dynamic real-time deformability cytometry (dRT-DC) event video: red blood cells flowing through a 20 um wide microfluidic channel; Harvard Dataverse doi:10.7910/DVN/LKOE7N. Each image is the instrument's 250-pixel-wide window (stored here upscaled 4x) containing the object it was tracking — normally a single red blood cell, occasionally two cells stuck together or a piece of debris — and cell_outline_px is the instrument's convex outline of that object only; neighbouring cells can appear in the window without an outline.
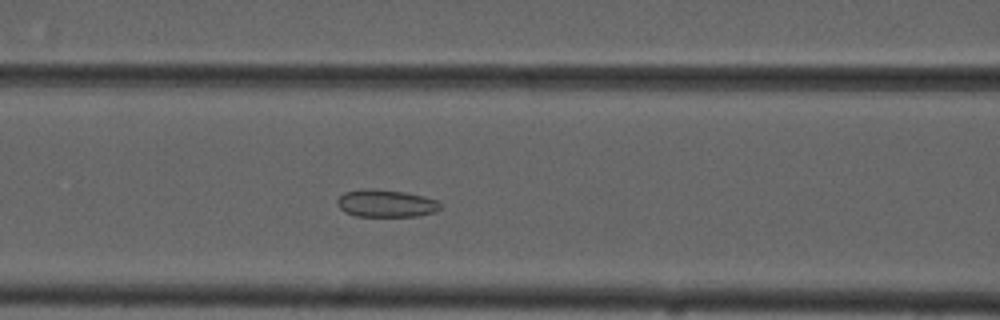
{"species": "common noctule bat (a hibernating species)", "species_latin": "Nyctalus noctula", "temperature_condition": "cold", "stored_images_in_passage": 49, "camera_frame_rate_fps": 3000, "um_per_image_px": 0.085, "animal": {"sex": "male", "forearm_length_mm": 52.5}, "frame": {"image": 1, "passage_image": 16, "time_ms": 5.0, "image_size_px": [1000, 320], "cell_outline_px": [[444, 204], [436, 212], [416, 216], [356, 216], [344, 212], [336, 204], [336, 200], [344, 192], [360, 188], [376, 188], [404, 192], [424, 196], [440, 200]], "centroid_in_image_um": [32.82, 17.27], "position_along_channel_um": 133.8, "area_um2": 16.94}}
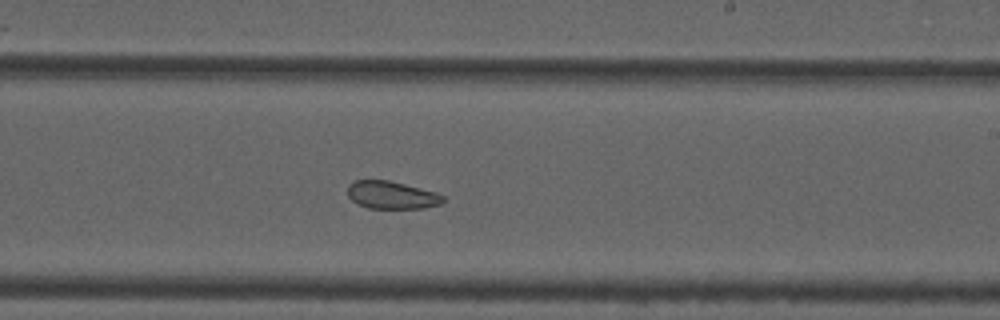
{"frame": {"image": 2, "passage_image": 26, "time_ms": 8.333, "image_size_px": [1000, 320], "cell_outline_px": [[444, 200], [440, 204], [424, 208], [368, 208], [356, 204], [348, 196], [348, 184], [356, 180], [388, 180], [436, 192], [444, 196]], "centroid_in_image_um": [33.27, 16.58], "position_along_channel_um": 255.7, "area_um2": 15.37}}
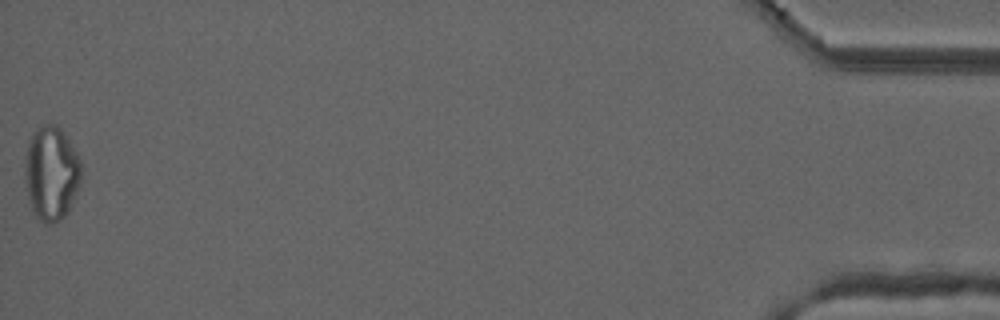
{"frame": {"image": 3, "passage_image": 49, "time_ms": 16.0, "image_size_px": [1000, 320], "cell_outline_px": [[80, 184], [68, 212], [64, 216], [52, 224], [44, 224], [36, 216], [32, 208], [28, 196], [24, 180], [24, 156], [28, 144], [32, 136], [40, 128], [48, 124], [56, 124], [64, 132], [76, 152], [80, 160]], "centroid_in_image_um": [4.35, 14.75], "position_along_channel_um": 430.9, "area_um2": 30.81}, "authors_computed_cell_mechanics": {"area_um2": 20.5768, "velocity_mm_per_s": 3.6716, "shape_relaxation_time_tau1_ms": null, "shape_relaxation_time_tau2_ms": 5.6965, "deformation_change_tau1": null, "deformation_change_tau2": 0.1179}}